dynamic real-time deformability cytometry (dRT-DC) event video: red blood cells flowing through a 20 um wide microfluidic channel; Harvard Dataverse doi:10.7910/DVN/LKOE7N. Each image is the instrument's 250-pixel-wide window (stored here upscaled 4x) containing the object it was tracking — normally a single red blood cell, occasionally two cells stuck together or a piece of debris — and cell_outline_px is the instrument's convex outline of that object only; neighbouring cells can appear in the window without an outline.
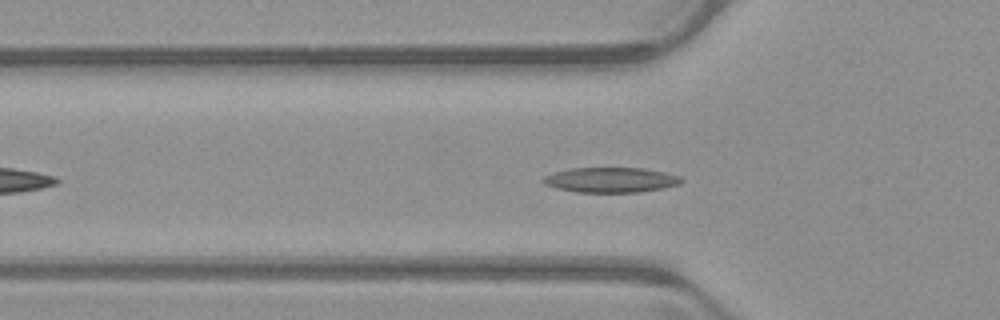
{"species": "common noctule bat (a hibernating species)", "species_latin": "Nyctalus noctula", "temperature_condition": "warm", "stored_images_in_passage": 40, "camera_frame_rate_fps": 3000, "um_per_image_px": 0.085, "animal": {"sex": "male", "body_mass_g": 23.1, "forearm_length_mm": 52.7}, "frame": {"image": 1, "passage_image": 9, "time_ms": 2.667, "image_size_px": [1000, 320], "cell_outline_px": [[684, 180], [680, 184], [664, 188], [640, 192], [576, 192], [556, 188], [544, 184], [540, 180], [544, 176], [556, 172], [572, 168], [644, 168], [664, 172], [680, 176]], "centroid_in_image_um": [51.93, 15.29], "position_along_channel_um": 73.9, "area_um2": 20.23}}
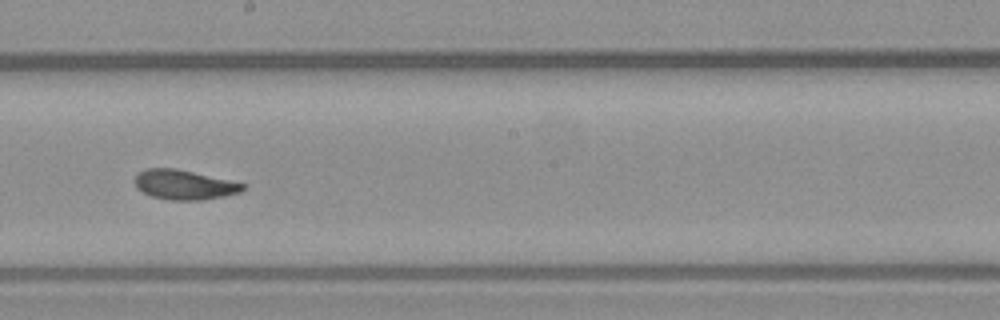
{"frame": {"image": 2, "passage_image": 21, "time_ms": 6.667, "image_size_px": [1000, 320], "cell_outline_px": [[248, 184], [240, 192], [204, 200], [168, 200], [152, 196], [136, 188], [132, 180], [144, 168], [176, 168]], "centroid_in_image_um": [15.64, 15.7], "position_along_channel_um": 232.6, "area_um2": 18.79}}
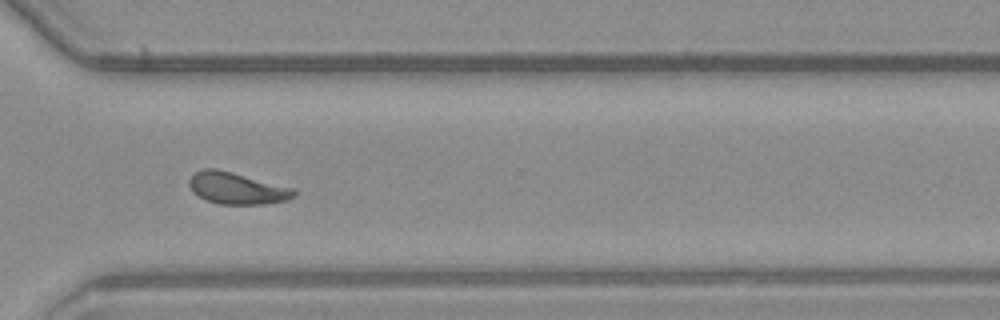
{"frame": {"image": 3, "passage_image": 30, "time_ms": 9.667, "image_size_px": [1000, 320], "cell_outline_px": [[296, 196], [288, 200], [264, 204], [220, 204], [208, 200], [192, 192], [188, 184], [188, 180], [196, 172], [204, 168], [216, 168], [232, 172], [292, 188], [296, 192]], "centroid_in_image_um": [20.12, 16.0], "position_along_channel_um": 350.5, "area_um2": 19.19}, "authors_computed_cell_mechanics": {"area_um2": 19.1318, "velocity_mm_per_s": 3.9378, "shape_relaxation_time_tau1_ms": 3.5361, "shape_relaxation_time_tau2_ms": 2.4342, "deformation_change_tau1": 0.1462, "deformation_change_tau2": 0.0962}}